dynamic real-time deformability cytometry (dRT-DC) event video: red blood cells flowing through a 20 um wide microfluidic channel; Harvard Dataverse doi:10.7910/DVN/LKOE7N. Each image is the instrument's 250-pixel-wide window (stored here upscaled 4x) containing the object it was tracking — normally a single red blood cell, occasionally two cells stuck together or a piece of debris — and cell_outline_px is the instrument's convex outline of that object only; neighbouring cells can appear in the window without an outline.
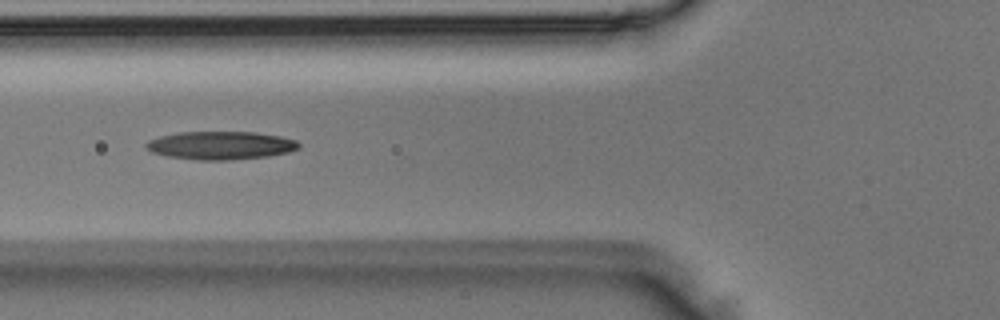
{"species": "Egyptian fruit bat (a non-hibernating species)", "species_latin": "Rousettus aegyptiacus", "temperature_condition": "room temperature", "stored_images_in_passage": 3, "camera_frame_rate_fps": 3000, "um_per_image_px": 0.085, "animal": {"sex": "male"}, "frame": {"image": 1, "passage_image": 3, "time_ms": 0.667, "image_size_px": [1000, 320], "cell_outline_px": [[300, 148], [288, 152], [268, 156], [228, 160], [196, 160], [168, 156], [152, 152], [144, 148], [144, 144], [148, 140], [160, 136], [180, 132], [256, 132], [280, 136], [296, 140], [300, 144]], "centroid_in_image_um": [18.74, 12.36], "position_along_channel_um": 107.1, "area_um2": 25.14}}